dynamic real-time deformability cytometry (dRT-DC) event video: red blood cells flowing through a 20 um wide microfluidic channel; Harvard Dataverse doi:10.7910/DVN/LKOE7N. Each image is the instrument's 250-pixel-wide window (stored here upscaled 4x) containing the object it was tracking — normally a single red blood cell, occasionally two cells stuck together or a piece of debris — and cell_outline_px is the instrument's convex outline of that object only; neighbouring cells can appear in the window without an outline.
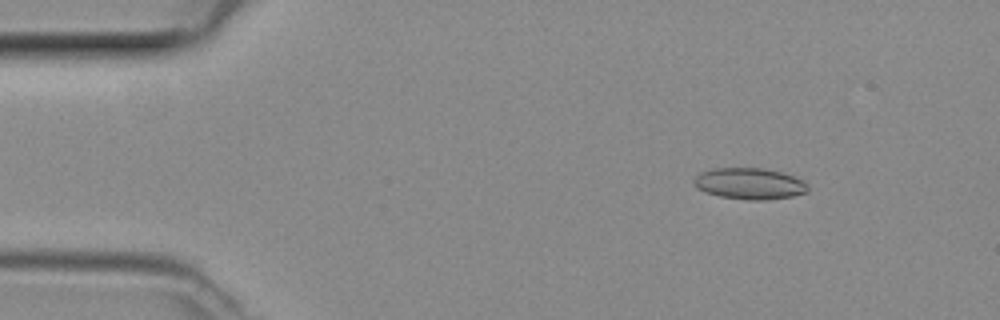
{"species": "common noctule bat (a hibernating species)", "species_latin": "Nyctalus noctula", "temperature_condition": "room temperature", "stored_images_in_passage": 48, "camera_frame_rate_fps": 3000, "um_per_image_px": 0.085, "animal": {"sex": "female", "body_mass_g": 29.2, "forearm_length_mm": 56.3}, "frame": {"image": 1, "passage_image": 7, "time_ms": 2.0, "image_size_px": [1000, 320], "cell_outline_px": [[808, 192], [792, 196], [764, 200], [748, 200], [720, 196], [704, 192], [696, 188], [692, 180], [700, 172], [712, 168], [764, 168], [780, 172], [804, 180], [808, 184]], "centroid_in_image_um": [63.69, 15.61], "position_along_channel_um": 21.3, "area_um2": 20.92}}
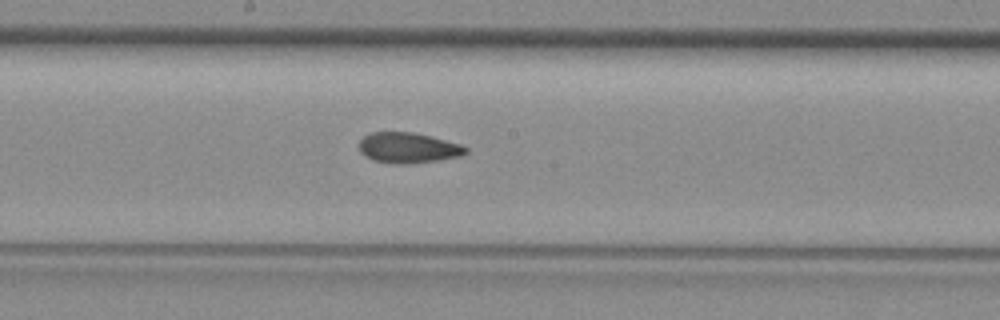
{"frame": {"image": 2, "passage_image": 26, "time_ms": 8.333, "image_size_px": [1000, 320], "cell_outline_px": [[468, 152], [460, 156], [436, 160], [400, 164], [396, 164], [372, 160], [364, 156], [360, 152], [360, 140], [364, 136], [372, 132], [412, 132], [432, 136], [460, 144], [468, 148]], "centroid_in_image_um": [34.68, 12.55], "position_along_channel_um": 213.5, "area_um2": 18.84}}
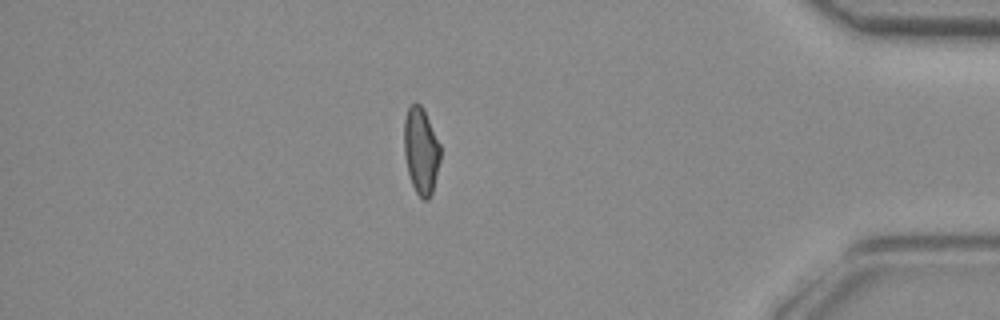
{"frame": {"image": 3, "passage_image": 42, "time_ms": 13.667, "image_size_px": [1000, 320], "cell_outline_px": [[440, 160], [432, 192], [428, 200], [424, 200], [416, 192], [412, 184], [408, 172], [404, 152], [404, 120], [408, 108], [416, 100], [420, 104], [440, 144]], "centroid_in_image_um": [35.77, 12.81], "position_along_channel_um": 399.4, "area_um2": 18.03}}